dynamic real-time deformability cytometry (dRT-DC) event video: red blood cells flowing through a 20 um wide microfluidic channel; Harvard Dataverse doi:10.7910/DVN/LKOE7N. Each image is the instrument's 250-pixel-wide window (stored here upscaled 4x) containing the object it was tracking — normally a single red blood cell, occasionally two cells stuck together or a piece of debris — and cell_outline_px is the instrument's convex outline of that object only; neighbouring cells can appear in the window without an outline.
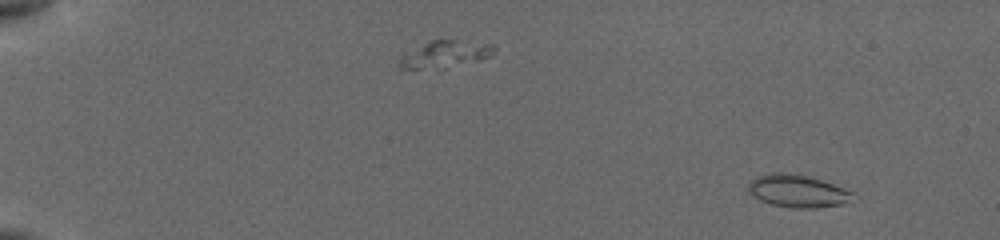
{"species": "common noctule bat (a hibernating species)", "species_latin": "Nyctalus noctula", "temperature_condition": "cold", "stored_images_in_passage": 15, "camera_frame_rate_fps": 3000, "um_per_image_px": 0.085, "animal": {"sex": "female", "body_mass_g": 19.5, "forearm_length_mm": 54.1}, "frame": {"image": 1, "passage_image": 4, "time_ms": 1.667, "image_size_px": [1000, 240], "cell_outline_px": [[860, 200], [840, 204], [816, 208], [792, 208], [772, 204], [760, 200], [752, 196], [748, 192], [748, 184], [756, 176], [772, 172], [800, 172], [856, 192]], "centroid_in_image_um": [67.88, 16.22], "position_along_channel_um": 17.1, "area_um2": 20.69}}
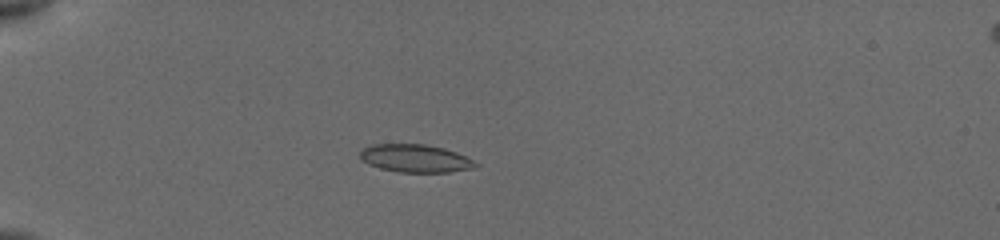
{"frame": {"image": 2, "passage_image": 11, "time_ms": 5.667, "image_size_px": [1000, 240], "cell_outline_px": [[480, 164], [472, 168], [448, 172], [400, 172], [380, 168], [368, 164], [360, 160], [360, 152], [364, 148], [372, 144], [424, 144], [444, 148], [456, 152]], "centroid_in_image_um": [35.27, 13.46], "position_along_channel_um": 49.7, "area_um2": 18.67}}
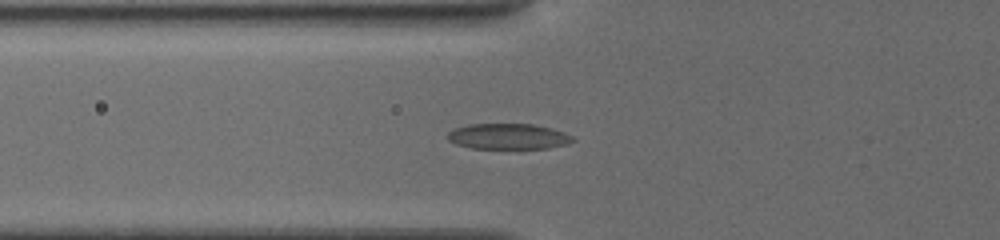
{"frame": {"image": 3, "passage_image": 14, "time_ms": 7.333, "image_size_px": [1000, 240], "cell_outline_px": [[576, 140], [568, 144], [548, 148], [472, 148], [456, 144], [448, 140], [448, 132], [456, 128], [468, 124], [532, 124], [552, 128], [564, 132], [572, 136]], "centroid_in_image_um": [43.23, 11.59], "position_along_channel_um": 82.6, "area_um2": 18.67}}